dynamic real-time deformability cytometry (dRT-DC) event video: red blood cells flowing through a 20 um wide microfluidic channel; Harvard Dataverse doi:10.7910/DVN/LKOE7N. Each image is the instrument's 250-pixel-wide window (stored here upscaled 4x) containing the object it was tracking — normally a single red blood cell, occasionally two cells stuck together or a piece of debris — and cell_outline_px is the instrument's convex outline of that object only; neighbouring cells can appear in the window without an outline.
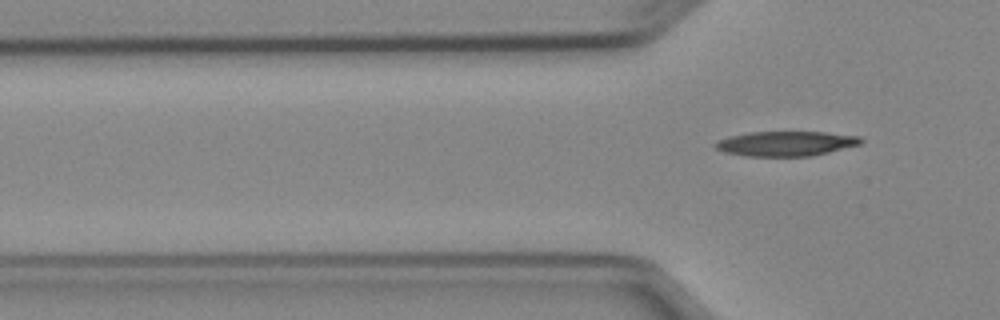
{"species": "Egyptian fruit bat (a non-hibernating species)", "species_latin": "Rousettus aegyptiacus", "temperature_condition": "cold", "stored_images_in_passage": 2, "camera_frame_rate_fps": 3000, "um_per_image_px": 0.085, "animal": {"sex": "female"}, "frame": {"image": 1, "passage_image": 2, "time_ms": 2.0, "image_size_px": [1000, 320], "cell_outline_px": [[864, 140], [860, 144], [812, 156], [744, 156], [724, 152], [716, 148], [712, 144], [716, 140], [728, 136], [748, 132], [824, 132], [860, 136]], "centroid_in_image_um": [66.75, 12.2], "position_along_channel_um": 59.1, "area_um2": 21.15}}